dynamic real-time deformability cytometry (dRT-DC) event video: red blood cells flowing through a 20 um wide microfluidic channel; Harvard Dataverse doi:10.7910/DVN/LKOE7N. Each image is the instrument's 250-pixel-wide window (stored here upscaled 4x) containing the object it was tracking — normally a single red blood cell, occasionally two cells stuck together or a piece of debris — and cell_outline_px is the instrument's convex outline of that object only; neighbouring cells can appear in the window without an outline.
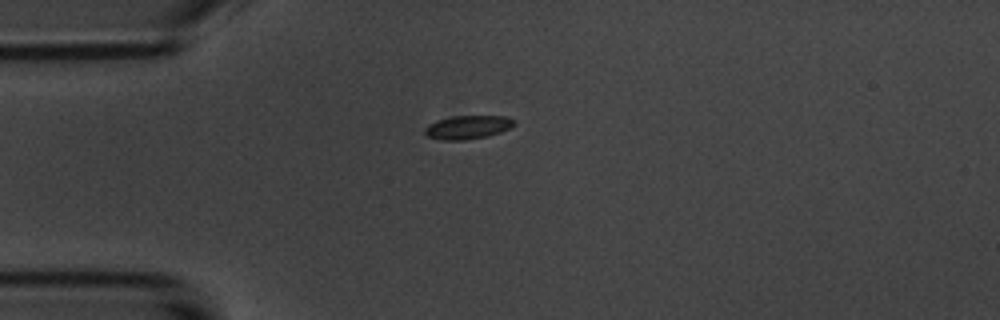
{"species": "common noctule bat (a hibernating species)", "species_latin": "Nyctalus noctula", "temperature_condition": "room temperature", "stored_images_in_passage": 3, "camera_frame_rate_fps": 3000, "um_per_image_px": 0.085, "animal": {"sex": "male", "body_mass_g": 20.1, "forearm_length_mm": 53.5}, "frame": {"image": 1, "passage_image": 1, "time_ms": 0.0, "image_size_px": [1000, 320], "cell_outline_px": [[516, 124], [512, 128], [488, 136], [464, 140], [440, 140], [428, 136], [424, 132], [424, 128], [428, 124], [436, 120], [452, 116], [504, 116], [516, 120]], "centroid_in_image_um": [39.77, 10.81], "position_along_channel_um": 45.2, "area_um2": 12.43}}
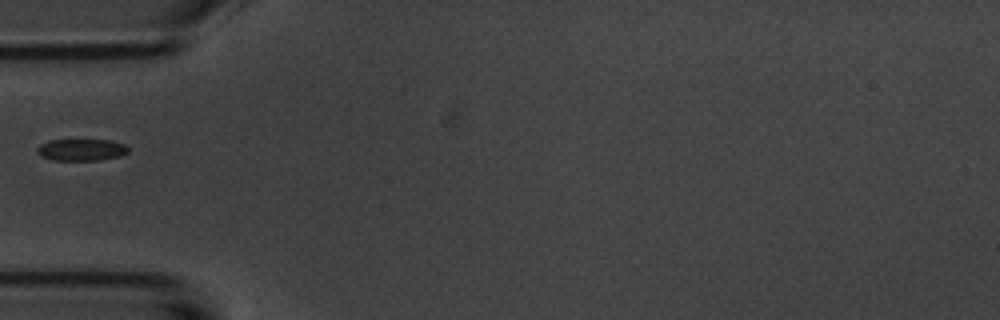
{"frame": {"image": 2, "passage_image": 2, "time_ms": 1.333, "image_size_px": [1000, 320], "cell_outline_px": [[128, 152], [120, 156], [100, 160], [52, 160], [40, 156], [36, 152], [36, 148], [40, 144], [48, 140], [108, 140], [124, 144], [128, 148]], "centroid_in_image_um": [6.87, 12.73], "position_along_channel_um": 78.1, "area_um2": 11.62}}